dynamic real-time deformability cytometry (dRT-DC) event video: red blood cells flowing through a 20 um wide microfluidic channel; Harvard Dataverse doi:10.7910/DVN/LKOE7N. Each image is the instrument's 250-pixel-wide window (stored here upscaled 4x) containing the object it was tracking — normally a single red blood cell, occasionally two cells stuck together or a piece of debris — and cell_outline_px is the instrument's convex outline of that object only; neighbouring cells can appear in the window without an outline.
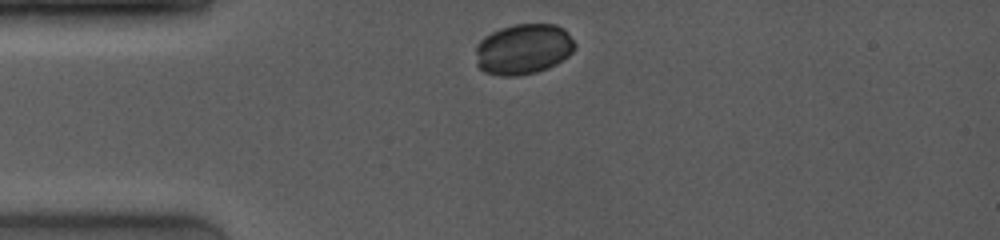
{"species": "common noctule bat (a hibernating species)", "species_latin": "Nyctalus noctula", "temperature_condition": "room temperature", "stored_images_in_passage": 5, "camera_frame_rate_fps": 4000, "um_per_image_px": 0.085, "animal": {"sex": "female", "body_mass_g": 19.0, "forearm_length_mm": 53.3}, "frame": {"image": 1, "passage_image": 1, "time_ms": 0.0, "image_size_px": [1000, 240], "cell_outline_px": [[576, 48], [568, 56], [556, 64], [548, 68], [536, 72], [516, 76], [500, 76], [484, 72], [476, 64], [476, 44], [484, 36], [500, 28], [512, 24], [556, 24], [564, 28], [568, 32], [576, 44]], "centroid_in_image_um": [44.48, 4.17], "position_along_channel_um": 40.5, "area_um2": 29.59}}
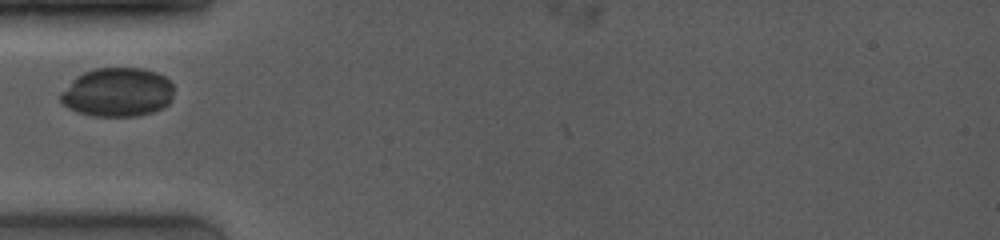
{"frame": {"image": 2, "passage_image": 3, "time_ms": 1.5, "image_size_px": [1000, 240], "cell_outline_px": [[172, 96], [168, 104], [164, 108], [152, 112], [136, 116], [92, 116], [76, 112], [68, 108], [60, 100], [60, 92], [76, 76], [84, 72], [96, 68], [140, 68], [156, 72], [164, 76], [172, 84]], "centroid_in_image_um": [9.96, 7.85], "position_along_channel_um": 75.0, "area_um2": 32.43}}